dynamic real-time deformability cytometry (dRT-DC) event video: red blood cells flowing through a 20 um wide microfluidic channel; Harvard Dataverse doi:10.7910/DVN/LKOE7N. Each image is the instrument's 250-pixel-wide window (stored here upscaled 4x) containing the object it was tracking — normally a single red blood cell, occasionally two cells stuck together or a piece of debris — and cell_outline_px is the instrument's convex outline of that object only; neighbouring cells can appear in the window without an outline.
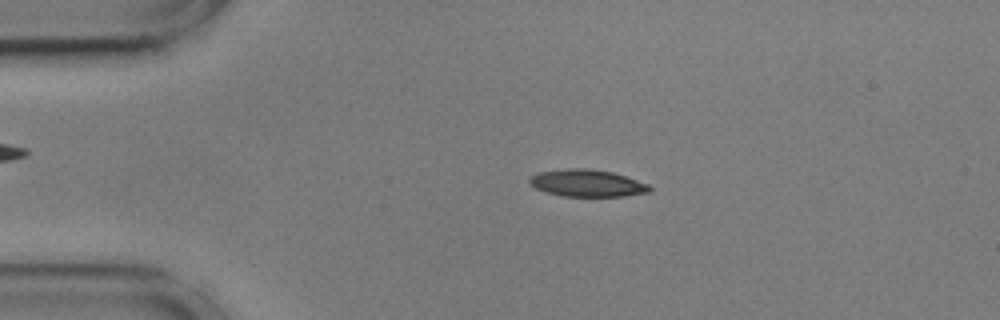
{"species": "common noctule bat (a hibernating species)", "species_latin": "Nyctalus noctula", "temperature_condition": "cold", "stored_images_in_passage": 8, "camera_frame_rate_fps": 3000, "um_per_image_px": 0.085, "animal": {"sex": "male", "body_mass_g": 17.9, "forearm_length_mm": 54.2}, "frame": {"image": 1, "passage_image": 4, "time_ms": 1.0, "image_size_px": [1000, 320], "cell_outline_px": [[652, 188], [648, 192], [624, 196], [564, 196], [548, 192], [536, 188], [528, 184], [528, 180], [532, 176], [540, 172], [568, 168], [588, 168], [612, 172], [648, 184]], "centroid_in_image_um": [49.89, 15.56], "position_along_channel_um": 35.1, "area_um2": 18.73}}